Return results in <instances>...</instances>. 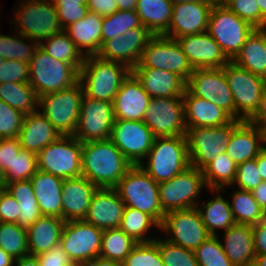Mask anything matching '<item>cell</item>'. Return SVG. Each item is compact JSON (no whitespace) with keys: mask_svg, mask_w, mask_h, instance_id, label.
Segmentation results:
<instances>
[{"mask_svg":"<svg viewBox=\"0 0 266 266\" xmlns=\"http://www.w3.org/2000/svg\"><path fill=\"white\" fill-rule=\"evenodd\" d=\"M257 166L263 181H266V147L257 157Z\"/></svg>","mask_w":266,"mask_h":266,"instance_id":"65","label":"cell"},{"mask_svg":"<svg viewBox=\"0 0 266 266\" xmlns=\"http://www.w3.org/2000/svg\"><path fill=\"white\" fill-rule=\"evenodd\" d=\"M231 211L236 223L253 226L266 219L252 191L236 189L231 197Z\"/></svg>","mask_w":266,"mask_h":266,"instance_id":"41","label":"cell"},{"mask_svg":"<svg viewBox=\"0 0 266 266\" xmlns=\"http://www.w3.org/2000/svg\"><path fill=\"white\" fill-rule=\"evenodd\" d=\"M0 100L25 115L38 111L39 96L28 83H0Z\"/></svg>","mask_w":266,"mask_h":266,"instance_id":"38","label":"cell"},{"mask_svg":"<svg viewBox=\"0 0 266 266\" xmlns=\"http://www.w3.org/2000/svg\"><path fill=\"white\" fill-rule=\"evenodd\" d=\"M254 29L255 27L241 19L224 3L216 1L210 12L206 32L214 38L226 57L232 61Z\"/></svg>","mask_w":266,"mask_h":266,"instance_id":"6","label":"cell"},{"mask_svg":"<svg viewBox=\"0 0 266 266\" xmlns=\"http://www.w3.org/2000/svg\"><path fill=\"white\" fill-rule=\"evenodd\" d=\"M242 121L233 119L219 127H187L190 166L202 171L217 155L225 153L233 131Z\"/></svg>","mask_w":266,"mask_h":266,"instance_id":"7","label":"cell"},{"mask_svg":"<svg viewBox=\"0 0 266 266\" xmlns=\"http://www.w3.org/2000/svg\"><path fill=\"white\" fill-rule=\"evenodd\" d=\"M203 187V172L193 166L172 179L159 183L160 203L164 213L197 207Z\"/></svg>","mask_w":266,"mask_h":266,"instance_id":"12","label":"cell"},{"mask_svg":"<svg viewBox=\"0 0 266 266\" xmlns=\"http://www.w3.org/2000/svg\"><path fill=\"white\" fill-rule=\"evenodd\" d=\"M265 148V132L243 120L233 131L226 154L238 165L255 159Z\"/></svg>","mask_w":266,"mask_h":266,"instance_id":"26","label":"cell"},{"mask_svg":"<svg viewBox=\"0 0 266 266\" xmlns=\"http://www.w3.org/2000/svg\"><path fill=\"white\" fill-rule=\"evenodd\" d=\"M263 180L257 166V157L237 165L236 184L240 190L253 191Z\"/></svg>","mask_w":266,"mask_h":266,"instance_id":"54","label":"cell"},{"mask_svg":"<svg viewBox=\"0 0 266 266\" xmlns=\"http://www.w3.org/2000/svg\"><path fill=\"white\" fill-rule=\"evenodd\" d=\"M6 191L18 202L20 211L18 224L28 228L42 216L30 180L13 181L6 184Z\"/></svg>","mask_w":266,"mask_h":266,"instance_id":"37","label":"cell"},{"mask_svg":"<svg viewBox=\"0 0 266 266\" xmlns=\"http://www.w3.org/2000/svg\"><path fill=\"white\" fill-rule=\"evenodd\" d=\"M137 243L120 228L103 230L99 257L122 263Z\"/></svg>","mask_w":266,"mask_h":266,"instance_id":"42","label":"cell"},{"mask_svg":"<svg viewBox=\"0 0 266 266\" xmlns=\"http://www.w3.org/2000/svg\"><path fill=\"white\" fill-rule=\"evenodd\" d=\"M18 8L14 9L17 17L10 21L11 24L17 23L14 25L17 33L39 43L64 31L52 0H22Z\"/></svg>","mask_w":266,"mask_h":266,"instance_id":"10","label":"cell"},{"mask_svg":"<svg viewBox=\"0 0 266 266\" xmlns=\"http://www.w3.org/2000/svg\"><path fill=\"white\" fill-rule=\"evenodd\" d=\"M87 7L90 12H94L102 17L112 15L118 11L115 0H87Z\"/></svg>","mask_w":266,"mask_h":266,"instance_id":"59","label":"cell"},{"mask_svg":"<svg viewBox=\"0 0 266 266\" xmlns=\"http://www.w3.org/2000/svg\"><path fill=\"white\" fill-rule=\"evenodd\" d=\"M232 61L266 79V28H255Z\"/></svg>","mask_w":266,"mask_h":266,"instance_id":"34","label":"cell"},{"mask_svg":"<svg viewBox=\"0 0 266 266\" xmlns=\"http://www.w3.org/2000/svg\"><path fill=\"white\" fill-rule=\"evenodd\" d=\"M143 122L156 137H185L184 101L180 97L152 98L144 115Z\"/></svg>","mask_w":266,"mask_h":266,"instance_id":"14","label":"cell"},{"mask_svg":"<svg viewBox=\"0 0 266 266\" xmlns=\"http://www.w3.org/2000/svg\"><path fill=\"white\" fill-rule=\"evenodd\" d=\"M38 46L54 59L70 63L79 71L84 63L85 56L64 31L41 40Z\"/></svg>","mask_w":266,"mask_h":266,"instance_id":"39","label":"cell"},{"mask_svg":"<svg viewBox=\"0 0 266 266\" xmlns=\"http://www.w3.org/2000/svg\"><path fill=\"white\" fill-rule=\"evenodd\" d=\"M37 171V155L21 148L12 161V170L4 173L5 182L30 180Z\"/></svg>","mask_w":266,"mask_h":266,"instance_id":"49","label":"cell"},{"mask_svg":"<svg viewBox=\"0 0 266 266\" xmlns=\"http://www.w3.org/2000/svg\"><path fill=\"white\" fill-rule=\"evenodd\" d=\"M102 235L103 230L85 220L67 221L59 244L73 263L83 265L99 257Z\"/></svg>","mask_w":266,"mask_h":266,"instance_id":"16","label":"cell"},{"mask_svg":"<svg viewBox=\"0 0 266 266\" xmlns=\"http://www.w3.org/2000/svg\"><path fill=\"white\" fill-rule=\"evenodd\" d=\"M4 60H5V59H2V58L0 57V65L4 63Z\"/></svg>","mask_w":266,"mask_h":266,"instance_id":"74","label":"cell"},{"mask_svg":"<svg viewBox=\"0 0 266 266\" xmlns=\"http://www.w3.org/2000/svg\"><path fill=\"white\" fill-rule=\"evenodd\" d=\"M198 266H234L226 256L218 236H210L195 250Z\"/></svg>","mask_w":266,"mask_h":266,"instance_id":"47","label":"cell"},{"mask_svg":"<svg viewBox=\"0 0 266 266\" xmlns=\"http://www.w3.org/2000/svg\"><path fill=\"white\" fill-rule=\"evenodd\" d=\"M155 226L160 229V225L150 215L132 207H125L119 228L136 242L141 243L156 239L155 236H146V233Z\"/></svg>","mask_w":266,"mask_h":266,"instance_id":"43","label":"cell"},{"mask_svg":"<svg viewBox=\"0 0 266 266\" xmlns=\"http://www.w3.org/2000/svg\"><path fill=\"white\" fill-rule=\"evenodd\" d=\"M254 199L258 202L260 208L266 214V181L260 183L253 191Z\"/></svg>","mask_w":266,"mask_h":266,"instance_id":"62","label":"cell"},{"mask_svg":"<svg viewBox=\"0 0 266 266\" xmlns=\"http://www.w3.org/2000/svg\"><path fill=\"white\" fill-rule=\"evenodd\" d=\"M36 257L41 266H71L74 264L60 244Z\"/></svg>","mask_w":266,"mask_h":266,"instance_id":"57","label":"cell"},{"mask_svg":"<svg viewBox=\"0 0 266 266\" xmlns=\"http://www.w3.org/2000/svg\"><path fill=\"white\" fill-rule=\"evenodd\" d=\"M151 99L131 71L113 100L115 120L143 121Z\"/></svg>","mask_w":266,"mask_h":266,"instance_id":"23","label":"cell"},{"mask_svg":"<svg viewBox=\"0 0 266 266\" xmlns=\"http://www.w3.org/2000/svg\"><path fill=\"white\" fill-rule=\"evenodd\" d=\"M132 70L126 65L86 56L80 68L79 81L84 95L93 99L113 102L123 80Z\"/></svg>","mask_w":266,"mask_h":266,"instance_id":"2","label":"cell"},{"mask_svg":"<svg viewBox=\"0 0 266 266\" xmlns=\"http://www.w3.org/2000/svg\"><path fill=\"white\" fill-rule=\"evenodd\" d=\"M16 34L18 35L17 37L1 35L0 33V57L5 60H18L29 63L35 49L38 47V42L20 33ZM24 40H28L31 44L27 43V41L24 42Z\"/></svg>","mask_w":266,"mask_h":266,"instance_id":"45","label":"cell"},{"mask_svg":"<svg viewBox=\"0 0 266 266\" xmlns=\"http://www.w3.org/2000/svg\"><path fill=\"white\" fill-rule=\"evenodd\" d=\"M203 177L207 188L221 189L232 186L236 177L237 164L226 154L217 155L203 170Z\"/></svg>","mask_w":266,"mask_h":266,"instance_id":"40","label":"cell"},{"mask_svg":"<svg viewBox=\"0 0 266 266\" xmlns=\"http://www.w3.org/2000/svg\"><path fill=\"white\" fill-rule=\"evenodd\" d=\"M63 28L77 22L89 12L87 0H52Z\"/></svg>","mask_w":266,"mask_h":266,"instance_id":"53","label":"cell"},{"mask_svg":"<svg viewBox=\"0 0 266 266\" xmlns=\"http://www.w3.org/2000/svg\"><path fill=\"white\" fill-rule=\"evenodd\" d=\"M102 19V16L89 11L85 17L64 28V32L85 57L95 56L100 51L102 45Z\"/></svg>","mask_w":266,"mask_h":266,"instance_id":"30","label":"cell"},{"mask_svg":"<svg viewBox=\"0 0 266 266\" xmlns=\"http://www.w3.org/2000/svg\"><path fill=\"white\" fill-rule=\"evenodd\" d=\"M187 127H219L233 118L214 103L193 95L187 88L183 94Z\"/></svg>","mask_w":266,"mask_h":266,"instance_id":"27","label":"cell"},{"mask_svg":"<svg viewBox=\"0 0 266 266\" xmlns=\"http://www.w3.org/2000/svg\"><path fill=\"white\" fill-rule=\"evenodd\" d=\"M118 10H135L137 0H115Z\"/></svg>","mask_w":266,"mask_h":266,"instance_id":"66","label":"cell"},{"mask_svg":"<svg viewBox=\"0 0 266 266\" xmlns=\"http://www.w3.org/2000/svg\"><path fill=\"white\" fill-rule=\"evenodd\" d=\"M80 71L72 64L54 59L39 46L29 62V84L38 96L69 88L79 82Z\"/></svg>","mask_w":266,"mask_h":266,"instance_id":"5","label":"cell"},{"mask_svg":"<svg viewBox=\"0 0 266 266\" xmlns=\"http://www.w3.org/2000/svg\"><path fill=\"white\" fill-rule=\"evenodd\" d=\"M15 266H41L37 257L28 255L14 260Z\"/></svg>","mask_w":266,"mask_h":266,"instance_id":"64","label":"cell"},{"mask_svg":"<svg viewBox=\"0 0 266 266\" xmlns=\"http://www.w3.org/2000/svg\"><path fill=\"white\" fill-rule=\"evenodd\" d=\"M160 230L170 234L167 241L192 251L211 236L196 207L165 213Z\"/></svg>","mask_w":266,"mask_h":266,"instance_id":"15","label":"cell"},{"mask_svg":"<svg viewBox=\"0 0 266 266\" xmlns=\"http://www.w3.org/2000/svg\"><path fill=\"white\" fill-rule=\"evenodd\" d=\"M19 211L20 207L17 200L5 190L1 195L0 222L18 224Z\"/></svg>","mask_w":266,"mask_h":266,"instance_id":"58","label":"cell"},{"mask_svg":"<svg viewBox=\"0 0 266 266\" xmlns=\"http://www.w3.org/2000/svg\"><path fill=\"white\" fill-rule=\"evenodd\" d=\"M63 180L41 170L30 178L42 215L62 218Z\"/></svg>","mask_w":266,"mask_h":266,"instance_id":"31","label":"cell"},{"mask_svg":"<svg viewBox=\"0 0 266 266\" xmlns=\"http://www.w3.org/2000/svg\"><path fill=\"white\" fill-rule=\"evenodd\" d=\"M140 167L157 183L168 181L190 167L186 137H156ZM145 165V166H144Z\"/></svg>","mask_w":266,"mask_h":266,"instance_id":"4","label":"cell"},{"mask_svg":"<svg viewBox=\"0 0 266 266\" xmlns=\"http://www.w3.org/2000/svg\"><path fill=\"white\" fill-rule=\"evenodd\" d=\"M224 3L241 19L255 28H266V20L262 17L257 0H217Z\"/></svg>","mask_w":266,"mask_h":266,"instance_id":"51","label":"cell"},{"mask_svg":"<svg viewBox=\"0 0 266 266\" xmlns=\"http://www.w3.org/2000/svg\"><path fill=\"white\" fill-rule=\"evenodd\" d=\"M0 248L15 259L30 255L26 228L17 223L0 222Z\"/></svg>","mask_w":266,"mask_h":266,"instance_id":"44","label":"cell"},{"mask_svg":"<svg viewBox=\"0 0 266 266\" xmlns=\"http://www.w3.org/2000/svg\"><path fill=\"white\" fill-rule=\"evenodd\" d=\"M253 243L256 255L266 254V219L252 226Z\"/></svg>","mask_w":266,"mask_h":266,"instance_id":"60","label":"cell"},{"mask_svg":"<svg viewBox=\"0 0 266 266\" xmlns=\"http://www.w3.org/2000/svg\"><path fill=\"white\" fill-rule=\"evenodd\" d=\"M135 11L141 24L153 35L160 36L168 32L173 11L170 0H137Z\"/></svg>","mask_w":266,"mask_h":266,"instance_id":"35","label":"cell"},{"mask_svg":"<svg viewBox=\"0 0 266 266\" xmlns=\"http://www.w3.org/2000/svg\"><path fill=\"white\" fill-rule=\"evenodd\" d=\"M114 121L113 102L84 95L74 137L81 143L110 139Z\"/></svg>","mask_w":266,"mask_h":266,"instance_id":"17","label":"cell"},{"mask_svg":"<svg viewBox=\"0 0 266 266\" xmlns=\"http://www.w3.org/2000/svg\"><path fill=\"white\" fill-rule=\"evenodd\" d=\"M211 193L218 194L212 200L197 204V209L201 215L202 221L205 224L208 233L211 236H218L216 229L227 230L236 222L234 220L230 201L225 200L221 195V189H210ZM201 205V207L199 206Z\"/></svg>","mask_w":266,"mask_h":266,"instance_id":"36","label":"cell"},{"mask_svg":"<svg viewBox=\"0 0 266 266\" xmlns=\"http://www.w3.org/2000/svg\"><path fill=\"white\" fill-rule=\"evenodd\" d=\"M98 187L84 176L63 180L62 219L67 221L84 220L91 199Z\"/></svg>","mask_w":266,"mask_h":266,"instance_id":"25","label":"cell"},{"mask_svg":"<svg viewBox=\"0 0 266 266\" xmlns=\"http://www.w3.org/2000/svg\"><path fill=\"white\" fill-rule=\"evenodd\" d=\"M6 182H5V176L4 173L2 171V169L0 168V189H6Z\"/></svg>","mask_w":266,"mask_h":266,"instance_id":"70","label":"cell"},{"mask_svg":"<svg viewBox=\"0 0 266 266\" xmlns=\"http://www.w3.org/2000/svg\"><path fill=\"white\" fill-rule=\"evenodd\" d=\"M249 121L262 131L266 132V88L263 92L258 111Z\"/></svg>","mask_w":266,"mask_h":266,"instance_id":"61","label":"cell"},{"mask_svg":"<svg viewBox=\"0 0 266 266\" xmlns=\"http://www.w3.org/2000/svg\"><path fill=\"white\" fill-rule=\"evenodd\" d=\"M159 248L164 266H198L195 253L166 239L157 237L154 240Z\"/></svg>","mask_w":266,"mask_h":266,"instance_id":"48","label":"cell"},{"mask_svg":"<svg viewBox=\"0 0 266 266\" xmlns=\"http://www.w3.org/2000/svg\"><path fill=\"white\" fill-rule=\"evenodd\" d=\"M132 166L110 139L82 143V176L98 188H114Z\"/></svg>","mask_w":266,"mask_h":266,"instance_id":"1","label":"cell"},{"mask_svg":"<svg viewBox=\"0 0 266 266\" xmlns=\"http://www.w3.org/2000/svg\"><path fill=\"white\" fill-rule=\"evenodd\" d=\"M82 266H122V263L101 257H96L93 260L84 263Z\"/></svg>","mask_w":266,"mask_h":266,"instance_id":"63","label":"cell"},{"mask_svg":"<svg viewBox=\"0 0 266 266\" xmlns=\"http://www.w3.org/2000/svg\"><path fill=\"white\" fill-rule=\"evenodd\" d=\"M154 35L146 27L127 30L121 36L106 40L97 56L126 65L131 70L140 62L143 50Z\"/></svg>","mask_w":266,"mask_h":266,"instance_id":"20","label":"cell"},{"mask_svg":"<svg viewBox=\"0 0 266 266\" xmlns=\"http://www.w3.org/2000/svg\"><path fill=\"white\" fill-rule=\"evenodd\" d=\"M255 260L260 266H266V254L265 255H256Z\"/></svg>","mask_w":266,"mask_h":266,"instance_id":"69","label":"cell"},{"mask_svg":"<svg viewBox=\"0 0 266 266\" xmlns=\"http://www.w3.org/2000/svg\"><path fill=\"white\" fill-rule=\"evenodd\" d=\"M15 258L0 248V266H13Z\"/></svg>","mask_w":266,"mask_h":266,"instance_id":"67","label":"cell"},{"mask_svg":"<svg viewBox=\"0 0 266 266\" xmlns=\"http://www.w3.org/2000/svg\"><path fill=\"white\" fill-rule=\"evenodd\" d=\"M144 27L135 10H118L102 19V44L116 36H121L127 30Z\"/></svg>","mask_w":266,"mask_h":266,"instance_id":"46","label":"cell"},{"mask_svg":"<svg viewBox=\"0 0 266 266\" xmlns=\"http://www.w3.org/2000/svg\"><path fill=\"white\" fill-rule=\"evenodd\" d=\"M6 189H0V202H1V195Z\"/></svg>","mask_w":266,"mask_h":266,"instance_id":"73","label":"cell"},{"mask_svg":"<svg viewBox=\"0 0 266 266\" xmlns=\"http://www.w3.org/2000/svg\"><path fill=\"white\" fill-rule=\"evenodd\" d=\"M114 189L125 207L138 209L161 225L165 213L160 203L159 183L154 181L140 165H133Z\"/></svg>","mask_w":266,"mask_h":266,"instance_id":"3","label":"cell"},{"mask_svg":"<svg viewBox=\"0 0 266 266\" xmlns=\"http://www.w3.org/2000/svg\"><path fill=\"white\" fill-rule=\"evenodd\" d=\"M24 117L25 114L0 100V138H17L19 136Z\"/></svg>","mask_w":266,"mask_h":266,"instance_id":"52","label":"cell"},{"mask_svg":"<svg viewBox=\"0 0 266 266\" xmlns=\"http://www.w3.org/2000/svg\"><path fill=\"white\" fill-rule=\"evenodd\" d=\"M62 218L42 215L26 229L30 255L37 256L60 243L65 225Z\"/></svg>","mask_w":266,"mask_h":266,"instance_id":"33","label":"cell"},{"mask_svg":"<svg viewBox=\"0 0 266 266\" xmlns=\"http://www.w3.org/2000/svg\"><path fill=\"white\" fill-rule=\"evenodd\" d=\"M134 68L170 71L182 77L186 82L194 70L177 39L164 35H154L148 41L140 62Z\"/></svg>","mask_w":266,"mask_h":266,"instance_id":"13","label":"cell"},{"mask_svg":"<svg viewBox=\"0 0 266 266\" xmlns=\"http://www.w3.org/2000/svg\"><path fill=\"white\" fill-rule=\"evenodd\" d=\"M29 82V63L18 60H4L0 65V83Z\"/></svg>","mask_w":266,"mask_h":266,"instance_id":"55","label":"cell"},{"mask_svg":"<svg viewBox=\"0 0 266 266\" xmlns=\"http://www.w3.org/2000/svg\"><path fill=\"white\" fill-rule=\"evenodd\" d=\"M186 88L226 111L235 119V106L223 68L194 69Z\"/></svg>","mask_w":266,"mask_h":266,"instance_id":"19","label":"cell"},{"mask_svg":"<svg viewBox=\"0 0 266 266\" xmlns=\"http://www.w3.org/2000/svg\"><path fill=\"white\" fill-rule=\"evenodd\" d=\"M152 131L143 121L115 120L110 140L132 165L145 160L154 141Z\"/></svg>","mask_w":266,"mask_h":266,"instance_id":"18","label":"cell"},{"mask_svg":"<svg viewBox=\"0 0 266 266\" xmlns=\"http://www.w3.org/2000/svg\"><path fill=\"white\" fill-rule=\"evenodd\" d=\"M82 143L74 136H60L37 154L38 170L62 179L82 176Z\"/></svg>","mask_w":266,"mask_h":266,"instance_id":"11","label":"cell"},{"mask_svg":"<svg viewBox=\"0 0 266 266\" xmlns=\"http://www.w3.org/2000/svg\"><path fill=\"white\" fill-rule=\"evenodd\" d=\"M60 136L46 116L42 112L36 111L25 115L18 138L22 149L37 155L40 150Z\"/></svg>","mask_w":266,"mask_h":266,"instance_id":"29","label":"cell"},{"mask_svg":"<svg viewBox=\"0 0 266 266\" xmlns=\"http://www.w3.org/2000/svg\"><path fill=\"white\" fill-rule=\"evenodd\" d=\"M122 266H164L155 241L137 243Z\"/></svg>","mask_w":266,"mask_h":266,"instance_id":"50","label":"cell"},{"mask_svg":"<svg viewBox=\"0 0 266 266\" xmlns=\"http://www.w3.org/2000/svg\"><path fill=\"white\" fill-rule=\"evenodd\" d=\"M132 72L151 98L180 97L185 93L187 82L176 73L155 68H133Z\"/></svg>","mask_w":266,"mask_h":266,"instance_id":"28","label":"cell"},{"mask_svg":"<svg viewBox=\"0 0 266 266\" xmlns=\"http://www.w3.org/2000/svg\"><path fill=\"white\" fill-rule=\"evenodd\" d=\"M19 138L2 139L0 148V168L3 173L12 170V161L21 150Z\"/></svg>","mask_w":266,"mask_h":266,"instance_id":"56","label":"cell"},{"mask_svg":"<svg viewBox=\"0 0 266 266\" xmlns=\"http://www.w3.org/2000/svg\"><path fill=\"white\" fill-rule=\"evenodd\" d=\"M83 96V85L79 81L69 88L39 97L42 113L61 136H74Z\"/></svg>","mask_w":266,"mask_h":266,"instance_id":"8","label":"cell"},{"mask_svg":"<svg viewBox=\"0 0 266 266\" xmlns=\"http://www.w3.org/2000/svg\"><path fill=\"white\" fill-rule=\"evenodd\" d=\"M193 69L223 68L230 60L207 32L177 38Z\"/></svg>","mask_w":266,"mask_h":266,"instance_id":"22","label":"cell"},{"mask_svg":"<svg viewBox=\"0 0 266 266\" xmlns=\"http://www.w3.org/2000/svg\"><path fill=\"white\" fill-rule=\"evenodd\" d=\"M71 266H82L81 264H76V263H74L73 265H71Z\"/></svg>","mask_w":266,"mask_h":266,"instance_id":"75","label":"cell"},{"mask_svg":"<svg viewBox=\"0 0 266 266\" xmlns=\"http://www.w3.org/2000/svg\"><path fill=\"white\" fill-rule=\"evenodd\" d=\"M124 209L125 204L114 188H98L84 220L101 230L119 228Z\"/></svg>","mask_w":266,"mask_h":266,"instance_id":"24","label":"cell"},{"mask_svg":"<svg viewBox=\"0 0 266 266\" xmlns=\"http://www.w3.org/2000/svg\"><path fill=\"white\" fill-rule=\"evenodd\" d=\"M173 4H176V3H187V2H196V1H199V0H170Z\"/></svg>","mask_w":266,"mask_h":266,"instance_id":"71","label":"cell"},{"mask_svg":"<svg viewBox=\"0 0 266 266\" xmlns=\"http://www.w3.org/2000/svg\"><path fill=\"white\" fill-rule=\"evenodd\" d=\"M223 70L234 101L235 119L249 121L260 107L266 79L233 61H229Z\"/></svg>","mask_w":266,"mask_h":266,"instance_id":"9","label":"cell"},{"mask_svg":"<svg viewBox=\"0 0 266 266\" xmlns=\"http://www.w3.org/2000/svg\"><path fill=\"white\" fill-rule=\"evenodd\" d=\"M216 1L199 0L173 4L169 30L164 36L177 39L186 35L206 32L210 12Z\"/></svg>","mask_w":266,"mask_h":266,"instance_id":"21","label":"cell"},{"mask_svg":"<svg viewBox=\"0 0 266 266\" xmlns=\"http://www.w3.org/2000/svg\"><path fill=\"white\" fill-rule=\"evenodd\" d=\"M223 233L224 243L221 241V245L234 266H243L255 261L252 226L235 223Z\"/></svg>","mask_w":266,"mask_h":266,"instance_id":"32","label":"cell"},{"mask_svg":"<svg viewBox=\"0 0 266 266\" xmlns=\"http://www.w3.org/2000/svg\"><path fill=\"white\" fill-rule=\"evenodd\" d=\"M257 3L262 17L266 20V0H257Z\"/></svg>","mask_w":266,"mask_h":266,"instance_id":"68","label":"cell"},{"mask_svg":"<svg viewBox=\"0 0 266 266\" xmlns=\"http://www.w3.org/2000/svg\"><path fill=\"white\" fill-rule=\"evenodd\" d=\"M243 266H260V265L255 260V261L249 262V263H247V264H245Z\"/></svg>","mask_w":266,"mask_h":266,"instance_id":"72","label":"cell"}]
</instances>
